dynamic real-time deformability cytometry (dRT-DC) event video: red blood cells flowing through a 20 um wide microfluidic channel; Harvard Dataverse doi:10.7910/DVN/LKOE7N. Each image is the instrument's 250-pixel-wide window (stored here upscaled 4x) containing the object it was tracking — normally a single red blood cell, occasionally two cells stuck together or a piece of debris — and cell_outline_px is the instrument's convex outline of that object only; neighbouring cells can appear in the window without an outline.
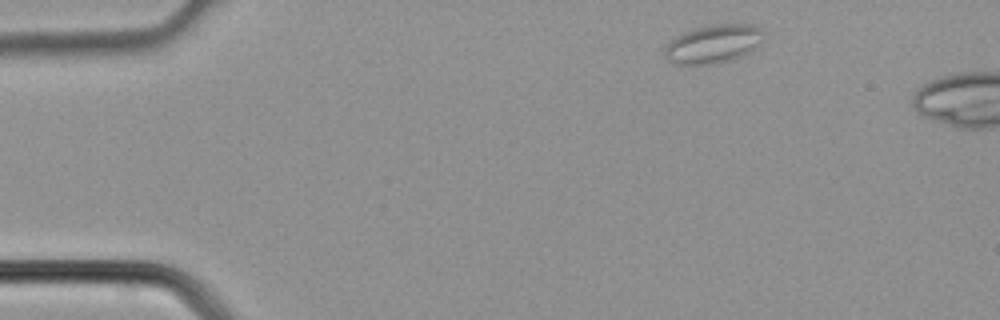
{"species": "common noctule bat (a hibernating species)", "species_latin": "Nyctalus noctula", "temperature_condition": "cold", "stored_images_in_passage": 2, "camera_frame_rate_fps": 3000, "um_per_image_px": 0.085, "animal": {"sex": "male", "body_mass_g": 21.5, "forearm_length_mm": 52.0}, "frame": {"image": 1, "passage_image": 1, "time_ms": 0.0, "image_size_px": [1000, 320], "cell_outline_px": [[768, 36], [752, 52], [744, 56], [732, 60], [708, 64], [676, 64], [668, 60], [664, 56], [664, 48], [676, 36], [684, 32], [696, 28], [712, 24], [752, 24], [760, 28]], "centroid_in_image_um": [60.71, 3.73], "position_along_channel_um": 24.3, "area_um2": 22.54}}